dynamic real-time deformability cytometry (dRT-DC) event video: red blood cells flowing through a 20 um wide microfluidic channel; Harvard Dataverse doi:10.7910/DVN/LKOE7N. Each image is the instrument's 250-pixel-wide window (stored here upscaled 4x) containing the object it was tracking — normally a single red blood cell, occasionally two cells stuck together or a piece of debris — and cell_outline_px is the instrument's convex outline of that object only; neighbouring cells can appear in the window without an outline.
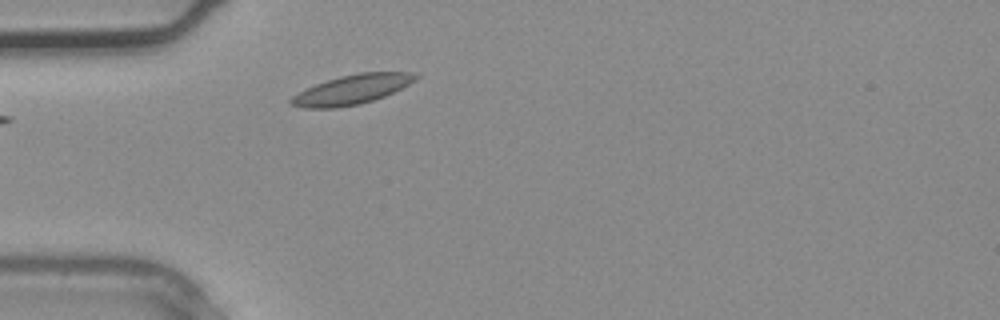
{"species": "common noctule bat (a hibernating species)", "species_latin": "Nyctalus noctula", "temperature_condition": "warm", "stored_images_in_passage": 2, "camera_frame_rate_fps": 3000, "um_per_image_px": 0.085, "animal": {"sex": "male", "body_mass_g": 20.4}, "frame": {"image": 1, "passage_image": 2, "time_ms": 0.333, "image_size_px": [1000, 320], "cell_outline_px": [[420, 76], [416, 80], [384, 96], [360, 104], [336, 108], [304, 108], [288, 104], [288, 100], [292, 96], [316, 84], [340, 76], [360, 72], [416, 72]], "centroid_in_image_um": [29.91, 7.61], "position_along_channel_um": 55.1, "area_um2": 21.27}}